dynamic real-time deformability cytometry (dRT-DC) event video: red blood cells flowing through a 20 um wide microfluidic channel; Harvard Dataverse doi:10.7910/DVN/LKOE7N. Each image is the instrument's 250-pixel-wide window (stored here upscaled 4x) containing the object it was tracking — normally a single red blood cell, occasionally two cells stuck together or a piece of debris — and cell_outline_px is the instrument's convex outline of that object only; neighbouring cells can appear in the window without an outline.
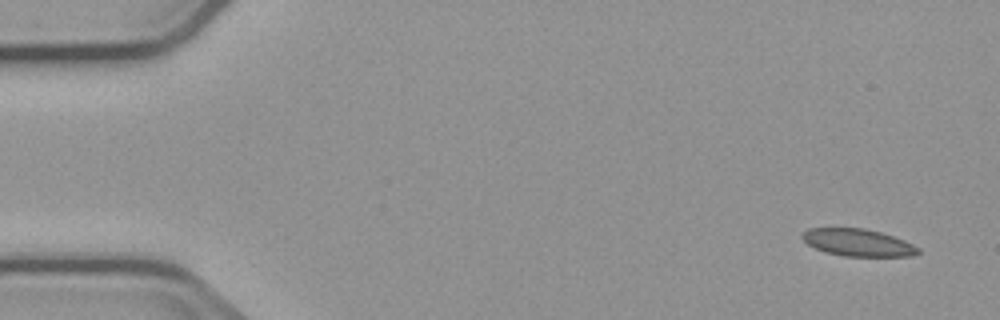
{"species": "common noctule bat (a hibernating species)", "species_latin": "Nyctalus noctula", "temperature_condition": "cold", "stored_images_in_passage": 4, "camera_frame_rate_fps": 3000, "um_per_image_px": 0.085, "animal": {"sex": "male", "body_mass_g": 23.1, "forearm_length_mm": 52.7}, "frame": {"image": 1, "passage_image": 1, "time_ms": 0.0, "image_size_px": [1000, 320], "cell_outline_px": [[920, 252], [908, 256], [844, 256], [824, 252], [808, 244], [800, 236], [808, 228], [864, 228], [880, 232], [904, 240], [920, 248]], "centroid_in_image_um": [72.9, 20.61], "position_along_channel_um": 12.1, "area_um2": 18.26}}